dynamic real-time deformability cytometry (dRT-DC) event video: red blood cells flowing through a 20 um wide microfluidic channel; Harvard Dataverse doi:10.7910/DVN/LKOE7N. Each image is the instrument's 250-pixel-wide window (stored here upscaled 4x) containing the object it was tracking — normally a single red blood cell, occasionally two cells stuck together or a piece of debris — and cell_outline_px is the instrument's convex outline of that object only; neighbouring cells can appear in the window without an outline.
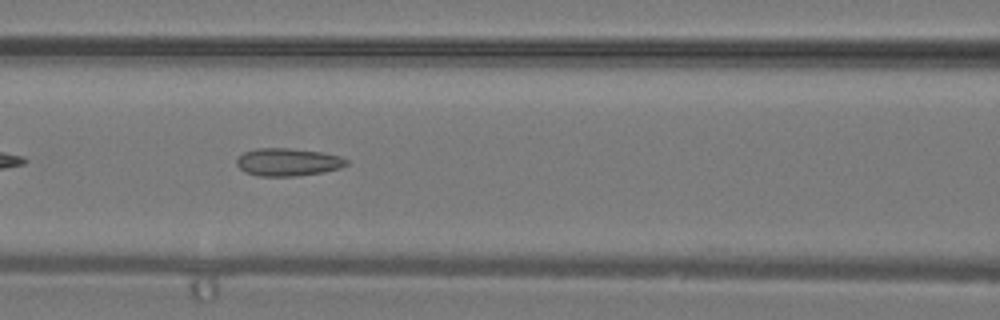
{"species": "common noctule bat (a hibernating species)", "species_latin": "Nyctalus noctula", "temperature_condition": "warm", "stored_images_in_passage": 39, "camera_frame_rate_fps": 3000, "um_per_image_px": 0.085, "animal": {"sex": "male", "body_mass_g": 19.2, "forearm_length_mm": 51.8}, "frame": {"image": 1, "passage_image": 18, "time_ms": 5.667, "image_size_px": [1000, 320], "cell_outline_px": [[348, 164], [340, 168], [324, 172], [296, 176], [260, 176], [244, 172], [236, 164], [236, 160], [244, 152], [256, 148], [288, 148], [320, 152], [340, 156], [348, 160]], "centroid_in_image_um": [24.47, 13.78], "position_along_channel_um": 142.1, "area_um2": 17.74}}
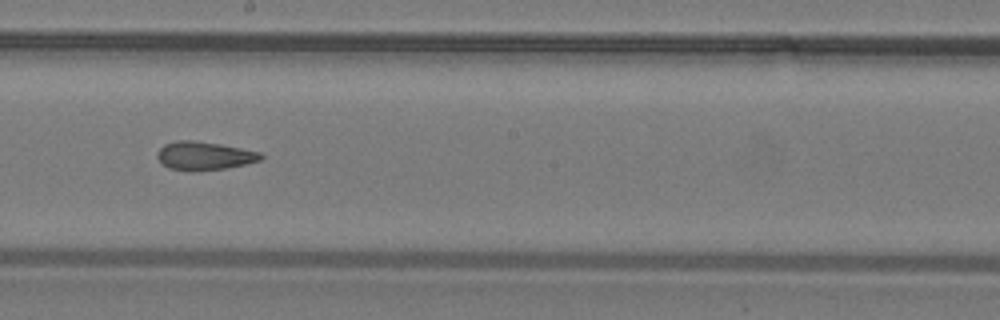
{"frame": {"image": 2, "passage_image": 23, "time_ms": 7.333, "image_size_px": [1000, 320], "cell_outline_px": [[264, 156], [260, 160], [244, 164], [224, 168], [196, 172], [192, 172], [168, 168], [156, 156], [156, 152], [164, 144], [176, 140], [196, 140], [220, 144], [260, 152]], "centroid_in_image_um": [17.32, 13.24], "position_along_channel_um": 230.9, "area_um2": 17.22}}
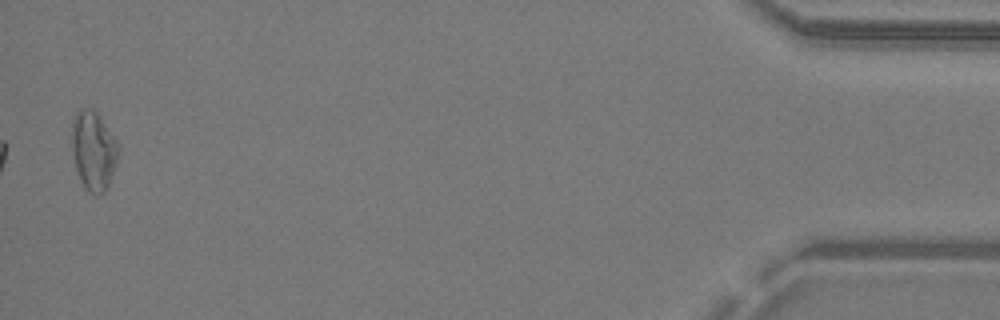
{"frame": {"image": 3, "passage_image": 39, "time_ms": 12.667, "image_size_px": [1000, 320], "cell_outline_px": [[120, 152], [116, 164], [108, 184], [104, 192], [88, 192], [84, 188], [80, 180], [76, 168], [68, 136], [72, 120], [76, 112], [80, 108], [92, 108], [96, 112], [116, 140], [120, 148]], "centroid_in_image_um": [7.9, 12.75], "position_along_channel_um": 427.3, "area_um2": 21.73}}